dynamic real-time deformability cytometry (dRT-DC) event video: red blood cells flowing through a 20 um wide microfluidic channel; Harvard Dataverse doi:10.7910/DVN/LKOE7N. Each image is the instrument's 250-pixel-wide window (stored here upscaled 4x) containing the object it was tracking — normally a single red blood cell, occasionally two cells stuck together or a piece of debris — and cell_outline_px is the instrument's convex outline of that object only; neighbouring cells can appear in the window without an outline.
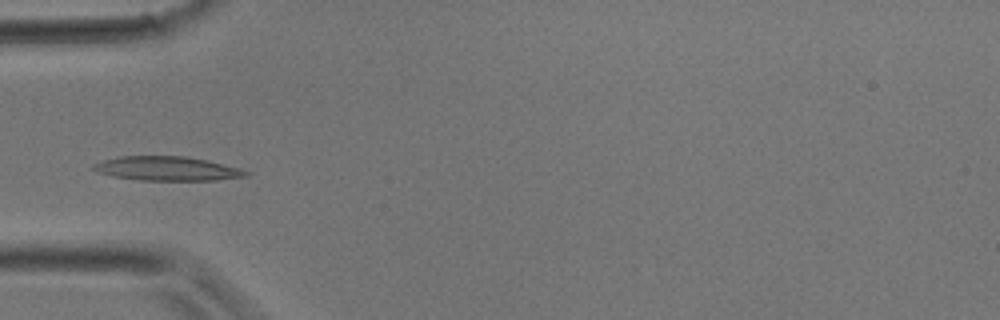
{"species": "common noctule bat (a hibernating species)", "species_latin": "Nyctalus noctula", "temperature_condition": "room temperature", "stored_images_in_passage": 35, "camera_frame_rate_fps": 3000, "um_per_image_px": 0.085, "animal": {"sex": "male", "body_mass_g": 17.9}, "frame": {"image": 1, "passage_image": 10, "time_ms": 3.0, "image_size_px": [1000, 320], "cell_outline_px": [[252, 172], [248, 176], [216, 180], [140, 180], [112, 176], [96, 172], [92, 168], [92, 164], [104, 160], [120, 156], [184, 156], [208, 160], [240, 168]], "centroid_in_image_um": [14.22, 14.33], "position_along_channel_um": 70.8, "area_um2": 21.56}}
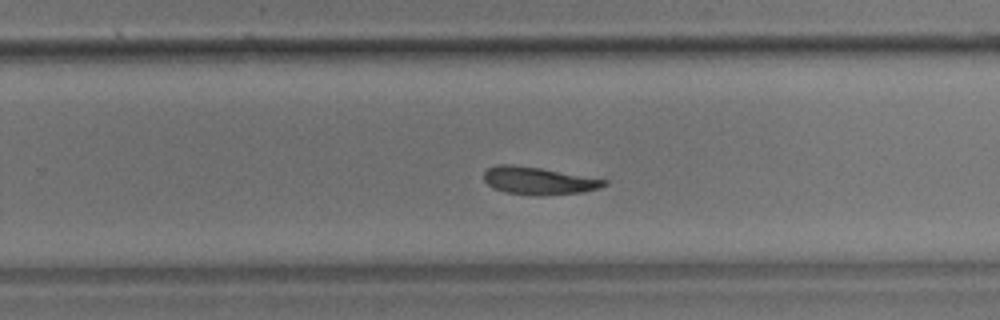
{"frame": {"image": 2, "passage_image": 22, "time_ms": 7.0, "image_size_px": [1000, 320], "cell_outline_px": [[608, 184], [600, 188], [584, 192], [536, 196], [508, 192], [496, 188], [488, 184], [484, 180], [484, 172], [488, 168], [496, 164], [512, 164], [540, 168], [608, 180]], "centroid_in_image_um": [45.79, 15.36], "position_along_channel_um": 284.0, "area_um2": 19.19}}
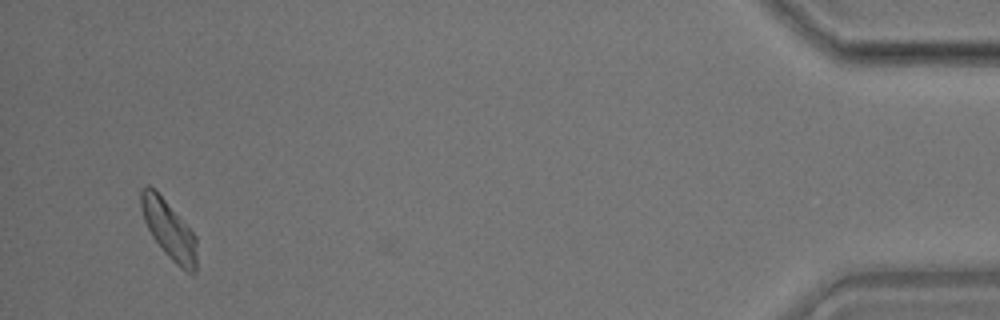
{"frame": {"image": 3, "passage_image": 34, "time_ms": 11.0, "image_size_px": [1000, 320], "cell_outline_px": [[196, 272], [192, 276], [180, 268], [164, 252], [152, 236], [144, 220], [140, 204], [140, 192], [148, 184], [156, 188], [196, 236]], "centroid_in_image_um": [14.36, 19.51], "position_along_channel_um": 420.8, "area_um2": 19.13}}